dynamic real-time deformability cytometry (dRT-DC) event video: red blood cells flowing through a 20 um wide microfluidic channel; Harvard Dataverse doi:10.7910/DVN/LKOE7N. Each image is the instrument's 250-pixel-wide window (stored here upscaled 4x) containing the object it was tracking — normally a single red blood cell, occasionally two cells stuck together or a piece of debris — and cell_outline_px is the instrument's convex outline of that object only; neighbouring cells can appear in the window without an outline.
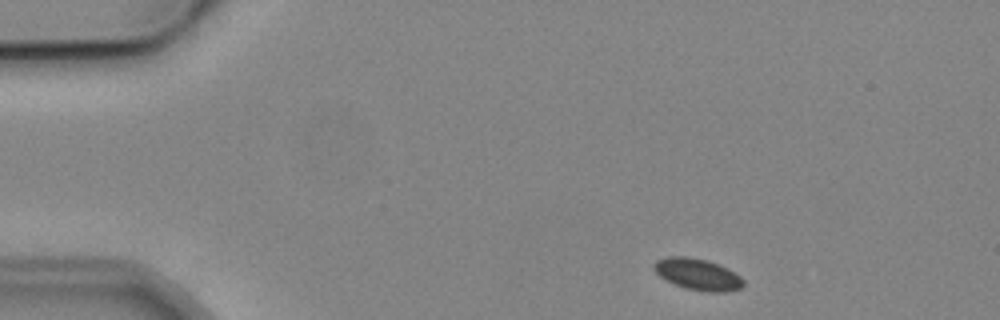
{"species": "common noctule bat (a hibernating species)", "species_latin": "Nyctalus noctula", "temperature_condition": "cold", "stored_images_in_passage": 4, "camera_frame_rate_fps": 3000, "um_per_image_px": 0.085, "animal": {"sex": "male", "body_mass_g": 19.2, "forearm_length_mm": 51.8}, "frame": {"image": 1, "passage_image": 1, "time_ms": 0.0, "image_size_px": [1000, 320], "cell_outline_px": [[744, 284], [740, 288], [724, 292], [708, 292], [684, 288], [660, 276], [652, 268], [652, 264], [656, 260], [668, 256], [688, 256], [708, 260], [728, 268], [740, 276], [744, 280]], "centroid_in_image_um": [59.3, 23.3], "position_along_channel_um": 25.7, "area_um2": 16.47}}
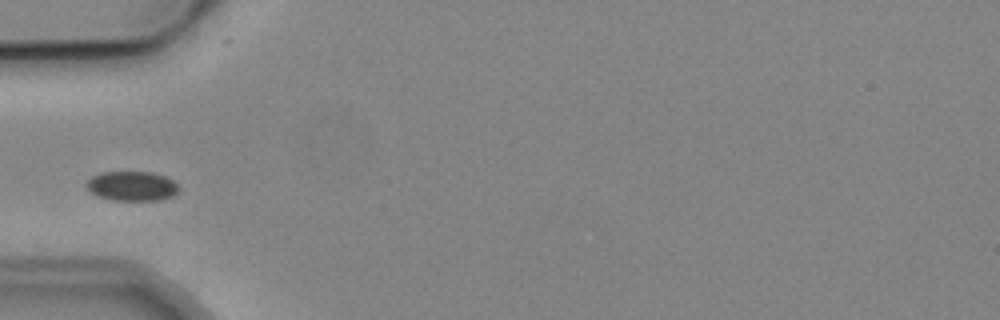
{"frame": {"image": 2, "passage_image": 4, "time_ms": 3.333, "image_size_px": [1000, 320], "cell_outline_px": [[180, 188], [172, 196], [160, 200], [112, 200], [96, 196], [84, 184], [92, 176], [100, 172], [152, 172], [164, 176], [172, 180]], "centroid_in_image_um": [11.19, 15.81], "position_along_channel_um": 73.8, "area_um2": 15.9}}